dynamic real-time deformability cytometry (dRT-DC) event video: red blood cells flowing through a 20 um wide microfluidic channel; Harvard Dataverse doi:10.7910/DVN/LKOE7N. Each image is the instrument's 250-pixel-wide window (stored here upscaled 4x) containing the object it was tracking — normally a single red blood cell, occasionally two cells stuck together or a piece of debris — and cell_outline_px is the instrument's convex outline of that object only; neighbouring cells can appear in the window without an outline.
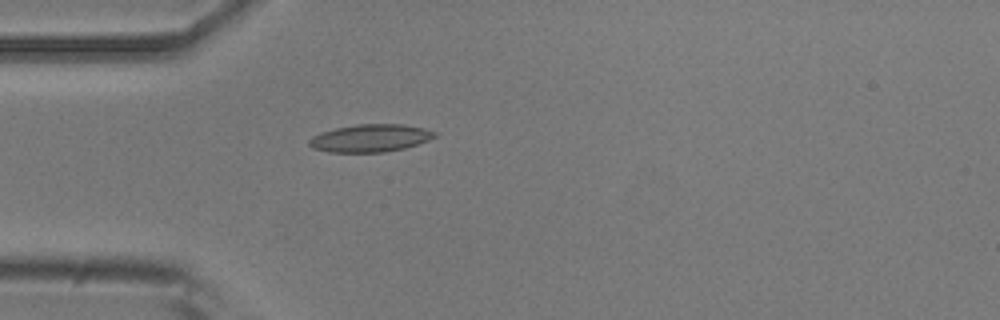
{"species": "common noctule bat (a hibernating species)", "species_latin": "Nyctalus noctula", "temperature_condition": "room temperature", "stored_images_in_passage": 4, "camera_frame_rate_fps": 3000, "um_per_image_px": 0.085, "animal": {"sex": "male", "body_mass_g": 20.5, "forearm_length_mm": 52.5}, "frame": {"image": 1, "passage_image": 4, "time_ms": 1.0, "image_size_px": [1000, 320], "cell_outline_px": [[436, 136], [428, 140], [404, 148], [384, 152], [328, 152], [312, 148], [308, 144], [308, 140], [312, 136], [320, 132], [336, 128], [356, 124], [404, 124], [424, 128], [436, 132]], "centroid_in_image_um": [31.44, 11.73], "position_along_channel_um": 53.6, "area_um2": 20.23}}